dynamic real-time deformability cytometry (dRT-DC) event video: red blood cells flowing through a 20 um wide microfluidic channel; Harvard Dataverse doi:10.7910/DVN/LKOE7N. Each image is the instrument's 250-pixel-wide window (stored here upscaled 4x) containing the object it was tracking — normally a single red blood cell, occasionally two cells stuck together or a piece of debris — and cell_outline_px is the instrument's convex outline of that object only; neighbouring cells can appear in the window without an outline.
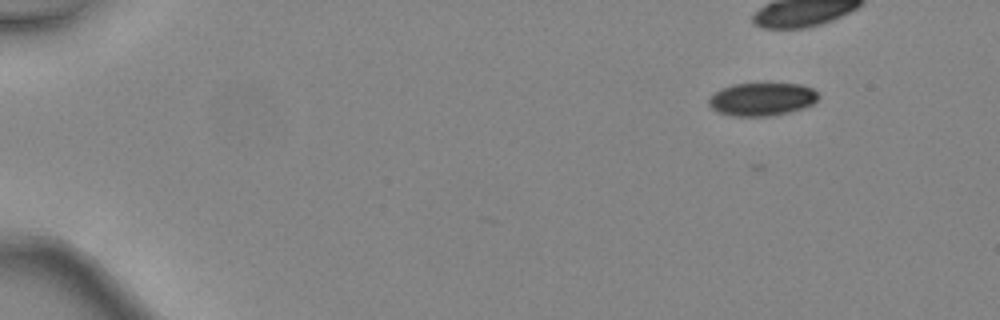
{"species": "common noctule bat (a hibernating species)", "species_latin": "Nyctalus noctula", "temperature_condition": "warm", "stored_images_in_passage": 10, "camera_frame_rate_fps": 3000, "um_per_image_px": 0.085, "animal": {"sex": "female", "body_mass_g": 24.6, "forearm_length_mm": 56.2}, "frame": {"image": 1, "passage_image": 1, "time_ms": 0.0, "image_size_px": [1000, 320], "cell_outline_px": [[820, 96], [812, 104], [804, 108], [788, 112], [768, 116], [732, 116], [720, 112], [712, 108], [708, 104], [708, 100], [720, 88], [732, 84], [764, 80], [800, 84], [812, 88]], "centroid_in_image_um": [64.78, 8.37], "position_along_channel_um": 20.2, "area_um2": 21.91}}